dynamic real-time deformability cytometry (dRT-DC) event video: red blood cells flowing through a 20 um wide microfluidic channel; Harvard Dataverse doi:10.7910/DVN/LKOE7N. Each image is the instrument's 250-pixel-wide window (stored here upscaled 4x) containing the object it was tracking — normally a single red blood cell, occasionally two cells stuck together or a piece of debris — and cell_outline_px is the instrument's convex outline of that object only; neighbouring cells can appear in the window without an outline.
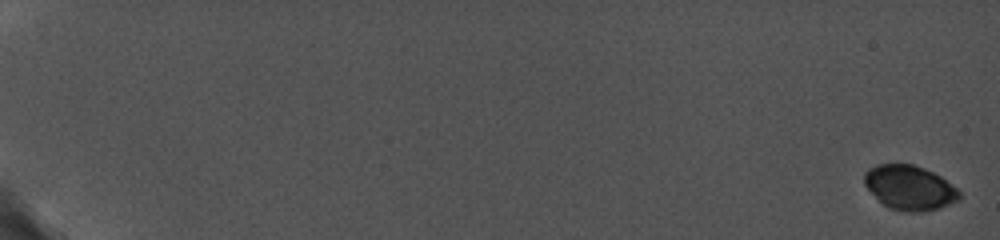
{"species": "common noctule bat (a hibernating species)", "species_latin": "Nyctalus noctula", "temperature_condition": "cold", "stored_images_in_passage": 16, "camera_frame_rate_fps": 5000, "um_per_image_px": 0.085, "animal": {"sex": "female", "body_mass_g": 19.0, "forearm_length_mm": 56.7}, "frame": {"image": 1, "passage_image": 1, "time_ms": 0.0, "image_size_px": [1000, 240], "cell_outline_px": [[960, 200], [940, 208], [924, 212], [904, 212], [888, 208], [864, 184], [864, 172], [868, 168], [876, 164], [912, 164], [924, 168], [940, 176], [956, 188], [960, 192]], "centroid_in_image_um": [77.32, 15.96], "position_along_channel_um": 7.7, "area_um2": 24.68}}
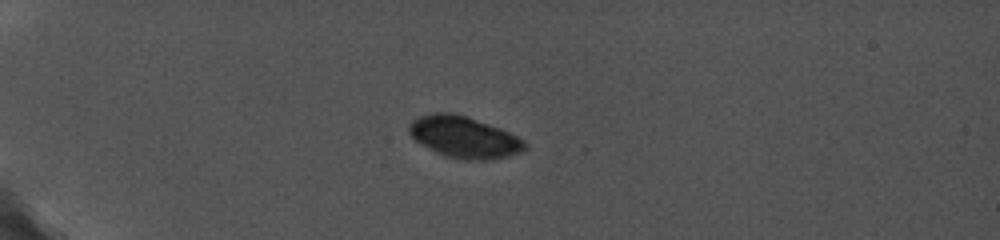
{"frame": {"image": 2, "passage_image": 12, "time_ms": 5.8, "image_size_px": [1000, 240], "cell_outline_px": [[528, 148], [520, 152], [508, 156], [492, 160], [468, 160], [444, 156], [420, 144], [408, 132], [408, 128], [412, 120], [420, 116], [432, 112], [452, 112], [500, 128], [524, 140], [528, 144]], "centroid_in_image_um": [39.45, 11.66], "position_along_channel_um": 45.6, "area_um2": 27.98}}